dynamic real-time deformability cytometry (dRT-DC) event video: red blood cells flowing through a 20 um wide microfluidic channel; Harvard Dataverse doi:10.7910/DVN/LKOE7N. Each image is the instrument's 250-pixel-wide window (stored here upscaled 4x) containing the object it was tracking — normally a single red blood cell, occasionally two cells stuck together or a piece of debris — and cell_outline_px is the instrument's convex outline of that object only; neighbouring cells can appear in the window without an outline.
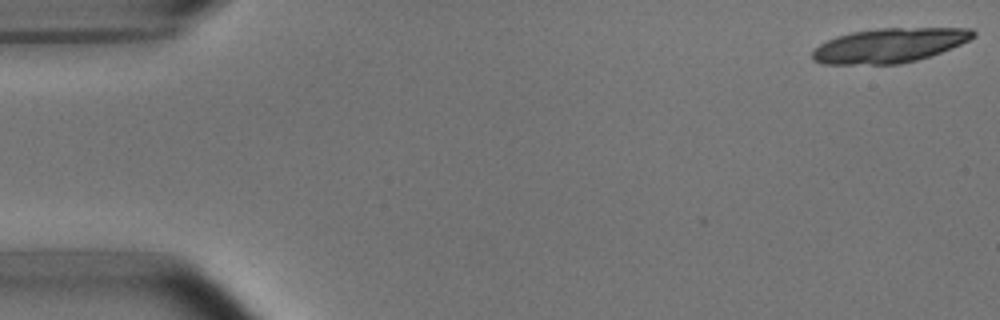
{"species": "common noctule bat (a hibernating species)", "species_latin": "Nyctalus noctula", "temperature_condition": "room temperature", "stored_images_in_passage": 18, "camera_frame_rate_fps": 3000, "um_per_image_px": 0.085, "animal": {"sex": "male", "body_mass_g": 15.6}, "frame": {"image": 1, "passage_image": 1, "time_ms": 0.0, "image_size_px": [1000, 320], "cell_outline_px": [[976, 36], [960, 44], [940, 52], [916, 60], [900, 64], [824, 64], [812, 60], [812, 52], [820, 44], [836, 36], [852, 32], [876, 28], [972, 28], [976, 32]], "centroid_in_image_um": [75.59, 3.85], "position_along_channel_um": 9.4, "area_um2": 32.14}}